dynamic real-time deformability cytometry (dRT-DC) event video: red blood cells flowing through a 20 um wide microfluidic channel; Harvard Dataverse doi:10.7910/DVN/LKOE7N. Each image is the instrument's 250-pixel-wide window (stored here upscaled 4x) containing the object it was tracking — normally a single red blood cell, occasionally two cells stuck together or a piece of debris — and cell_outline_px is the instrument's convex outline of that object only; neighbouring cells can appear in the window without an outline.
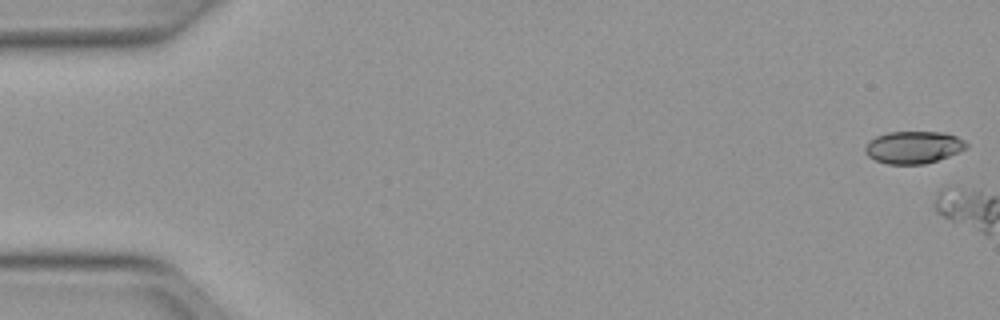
{"species": "Egyptian fruit bat (a non-hibernating species)", "species_latin": "Rousettus aegyptiacus", "temperature_condition": "warm", "stored_images_in_passage": 2, "camera_frame_rate_fps": 3000, "um_per_image_px": 0.085, "animal": {"sex": "female"}, "frame": {"image": 1, "passage_image": 1, "time_ms": 0.0, "image_size_px": [1000, 320], "cell_outline_px": [[968, 148], [960, 152], [924, 164], [888, 164], [876, 160], [868, 156], [864, 152], [864, 148], [868, 140], [876, 136], [888, 132], [944, 132], [956, 136], [964, 140], [968, 144]], "centroid_in_image_um": [77.64, 12.51], "position_along_channel_um": 7.4, "area_um2": 19.19}}